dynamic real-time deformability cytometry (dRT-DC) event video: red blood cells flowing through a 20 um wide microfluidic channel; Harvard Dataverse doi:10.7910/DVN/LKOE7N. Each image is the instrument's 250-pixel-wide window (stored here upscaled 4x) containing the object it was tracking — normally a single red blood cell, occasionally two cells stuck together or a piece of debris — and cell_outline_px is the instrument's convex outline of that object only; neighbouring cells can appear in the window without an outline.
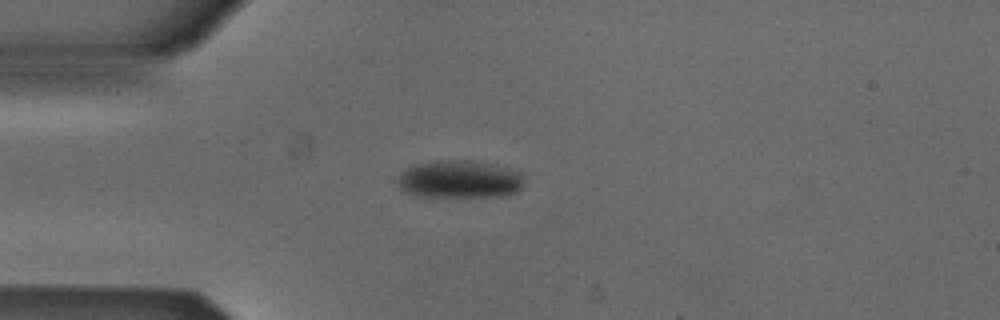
{"species": "Egyptian fruit bat (a non-hibernating species)", "species_latin": "Rousettus aegyptiacus", "temperature_condition": "cold", "stored_images_in_passage": 3, "camera_frame_rate_fps": 3000, "um_per_image_px": 0.085, "animal": {"sex": "male"}, "frame": {"image": 1, "passage_image": 3, "time_ms": 0.667, "image_size_px": [1000, 320], "cell_outline_px": [[524, 184], [516, 192], [500, 196], [424, 196], [408, 192], [400, 188], [400, 176], [408, 168], [416, 164], [436, 160], [472, 160], [508, 168], [520, 172], [524, 176]], "centroid_in_image_um": [39.14, 15.23], "position_along_channel_um": 45.9, "area_um2": 27.34}}